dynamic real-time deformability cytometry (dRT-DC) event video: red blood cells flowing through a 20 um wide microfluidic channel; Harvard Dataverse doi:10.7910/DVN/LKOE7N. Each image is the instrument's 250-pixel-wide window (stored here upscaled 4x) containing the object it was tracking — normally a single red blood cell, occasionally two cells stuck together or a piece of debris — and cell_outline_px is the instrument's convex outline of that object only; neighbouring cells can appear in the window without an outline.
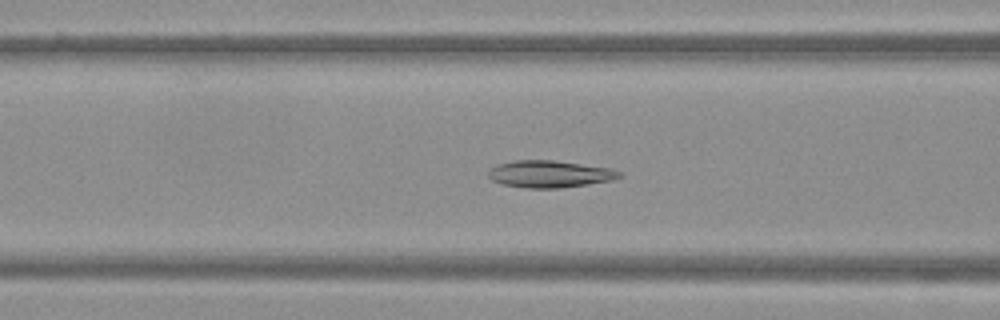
{"species": "Egyptian fruit bat (a non-hibernating species)", "species_latin": "Rousettus aegyptiacus", "temperature_condition": "warm", "stored_images_in_passage": 36, "camera_frame_rate_fps": 3000, "um_per_image_px": 0.085, "frame": {"image": 1, "passage_image": 20, "time_ms": 6.333, "image_size_px": [1000, 320], "cell_outline_px": [[624, 176], [612, 180], [588, 184], [560, 188], [528, 188], [504, 184], [492, 180], [488, 176], [488, 168], [496, 164], [516, 160], [552, 160], [612, 168], [620, 172]], "centroid_in_image_um": [46.72, 14.78], "position_along_channel_um": 119.9, "area_um2": 20.69}}
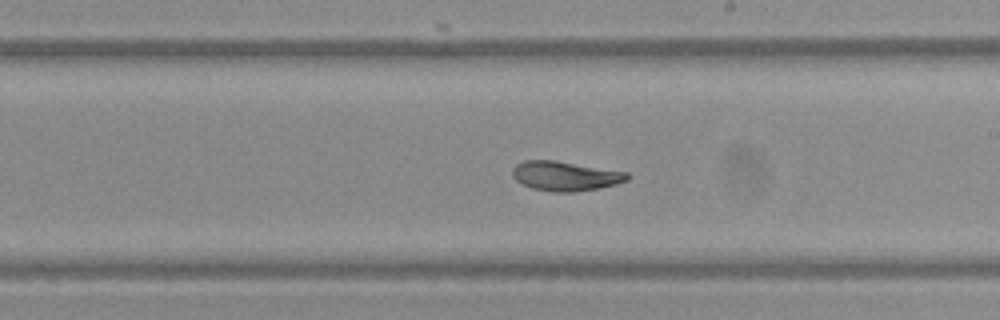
{"frame": {"image": 2, "passage_image": 29, "time_ms": 9.333, "image_size_px": [1000, 320], "cell_outline_px": [[628, 180], [616, 184], [600, 188], [572, 192], [552, 192], [532, 188], [520, 184], [512, 176], [512, 168], [516, 164], [524, 160], [556, 160], [628, 172]], "centroid_in_image_um": [48.02, 14.96], "position_along_channel_um": 241.0, "area_um2": 19.94}}
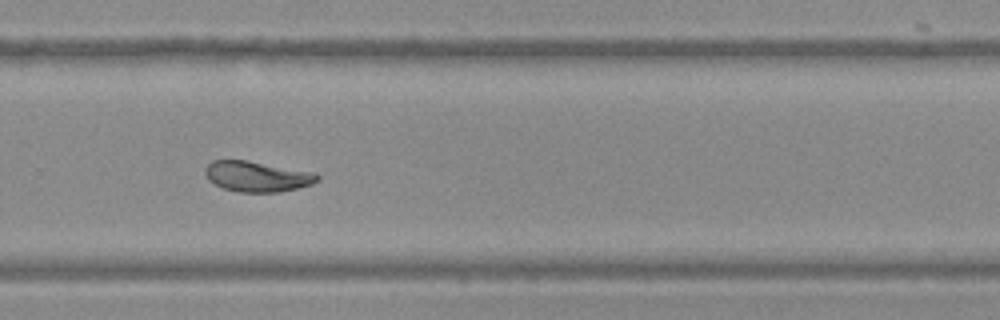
{"frame": {"image": 3, "passage_image": 34, "time_ms": 11.0, "image_size_px": [1000, 320], "cell_outline_px": [[320, 180], [312, 184], [280, 192], [240, 192], [224, 188], [208, 180], [204, 172], [204, 168], [212, 160], [248, 160], [316, 172], [320, 176]], "centroid_in_image_um": [21.88, 14.98], "position_along_channel_um": 307.9, "area_um2": 20.11}}